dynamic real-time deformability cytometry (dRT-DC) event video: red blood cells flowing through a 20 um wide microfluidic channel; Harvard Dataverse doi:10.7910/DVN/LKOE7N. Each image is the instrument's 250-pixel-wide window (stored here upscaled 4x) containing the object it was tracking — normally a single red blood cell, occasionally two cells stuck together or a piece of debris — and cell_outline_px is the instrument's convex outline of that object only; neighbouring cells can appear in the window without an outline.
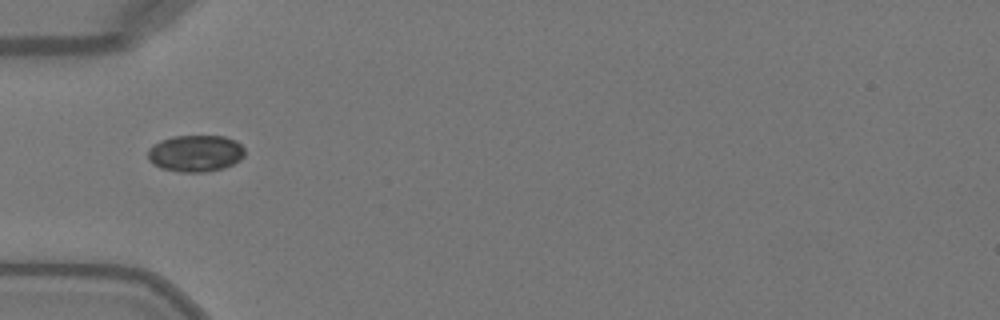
{"species": "Egyptian fruit bat (a non-hibernating species)", "species_latin": "Rousettus aegyptiacus", "temperature_condition": "warm", "stored_images_in_passage": 6, "camera_frame_rate_fps": 3000, "um_per_image_px": 0.085, "animal": {"sex": "female"}, "frame": {"image": 1, "passage_image": 1, "time_ms": 0.0, "image_size_px": [1000, 320], "cell_outline_px": [[244, 156], [240, 160], [224, 168], [204, 172], [180, 172], [160, 168], [152, 164], [148, 160], [148, 148], [152, 144], [160, 140], [172, 136], [224, 136], [236, 140], [244, 148]], "centroid_in_image_um": [16.59, 13.03], "position_along_channel_um": 68.4, "area_um2": 20.98}}
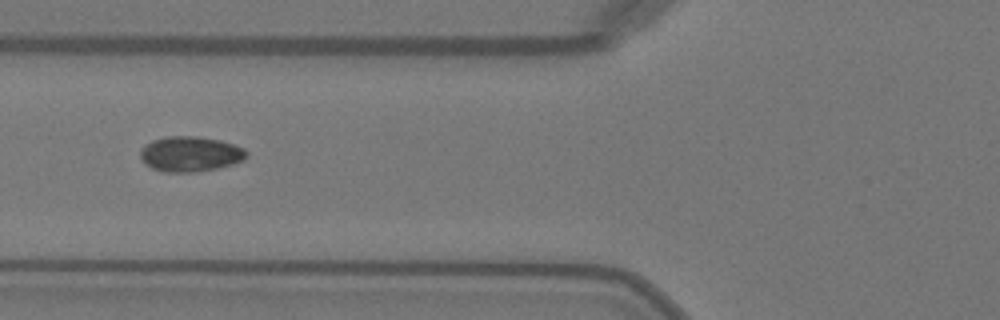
{"frame": {"image": 2, "passage_image": 4, "time_ms": 1.0, "image_size_px": [1000, 320], "cell_outline_px": [[248, 156], [244, 160], [232, 164], [216, 168], [196, 172], [164, 172], [152, 168], [144, 164], [140, 156], [140, 148], [144, 144], [152, 140], [168, 136], [196, 136], [220, 140], [244, 148], [248, 152]], "centroid_in_image_um": [16.15, 13.09], "position_along_channel_um": 109.6, "area_um2": 21.96}}